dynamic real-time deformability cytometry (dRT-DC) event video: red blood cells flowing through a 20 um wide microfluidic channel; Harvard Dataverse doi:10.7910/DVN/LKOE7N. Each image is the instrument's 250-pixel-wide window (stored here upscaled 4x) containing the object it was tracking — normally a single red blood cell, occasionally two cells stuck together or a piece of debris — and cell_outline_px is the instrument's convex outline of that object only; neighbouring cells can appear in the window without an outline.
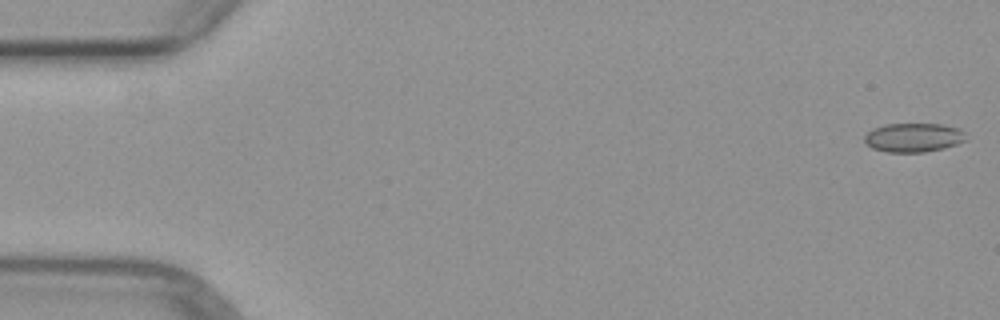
{"species": "common noctule bat (a hibernating species)", "species_latin": "Nyctalus noctula", "temperature_condition": "warm", "stored_images_in_passage": 3, "camera_frame_rate_fps": 3000, "um_per_image_px": 0.085, "animal": {"sex": "female", "body_mass_g": 29.2, "forearm_length_mm": 56.3}, "frame": {"image": 1, "passage_image": 1, "time_ms": 0.0, "image_size_px": [1000, 320], "cell_outline_px": [[968, 140], [944, 148], [924, 152], [884, 152], [872, 148], [864, 140], [864, 136], [872, 128], [884, 124], [940, 124], [960, 128], [964, 132]], "centroid_in_image_um": [77.65, 11.69], "position_along_channel_um": 7.3, "area_um2": 17.28}}